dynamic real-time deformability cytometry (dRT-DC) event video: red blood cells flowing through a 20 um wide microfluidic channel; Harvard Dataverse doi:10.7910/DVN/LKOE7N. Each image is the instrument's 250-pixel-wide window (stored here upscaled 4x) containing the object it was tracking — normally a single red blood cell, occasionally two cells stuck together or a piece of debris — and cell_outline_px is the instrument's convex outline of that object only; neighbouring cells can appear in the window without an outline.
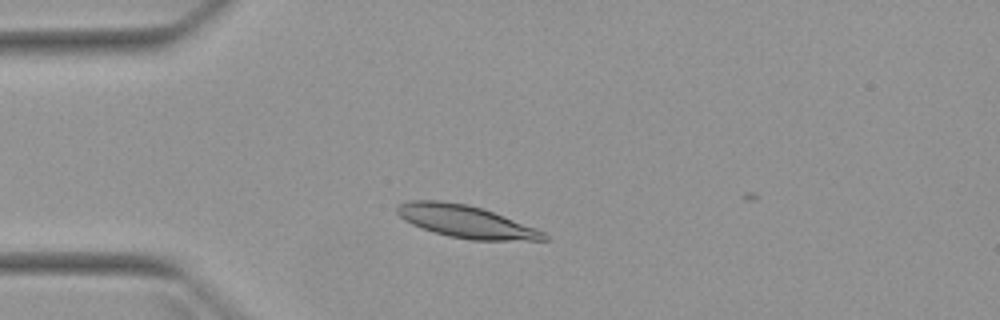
{"species": "Egyptian fruit bat (a non-hibernating species)", "species_latin": "Rousettus aegyptiacus", "temperature_condition": "warm", "stored_images_in_passage": 5, "camera_frame_rate_fps": 3000, "um_per_image_px": 0.085, "animal": {"sex": "female"}, "frame": {"image": 1, "passage_image": 2, "time_ms": 1.333, "image_size_px": [1000, 320], "cell_outline_px": [[552, 236], [548, 240], [472, 240], [448, 236], [412, 224], [404, 220], [396, 212], [396, 208], [400, 204], [408, 200], [440, 200], [468, 204], [504, 216], [536, 228]], "centroid_in_image_um": [39.62, 18.83], "position_along_channel_um": 45.4, "area_um2": 27.57}}
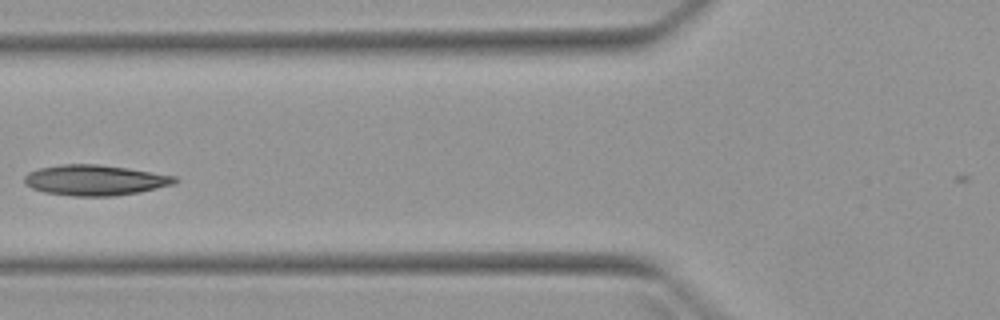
{"frame": {"image": 2, "passage_image": 4, "time_ms": 3.667, "image_size_px": [1000, 320], "cell_outline_px": [[180, 180], [176, 184], [140, 192], [116, 196], [72, 196], [44, 192], [32, 188], [24, 184], [24, 176], [28, 172], [40, 168], [60, 164], [100, 164], [128, 168], [176, 176]], "centroid_in_image_um": [8.1, 15.31], "position_along_channel_um": 117.7, "area_um2": 27.05}}
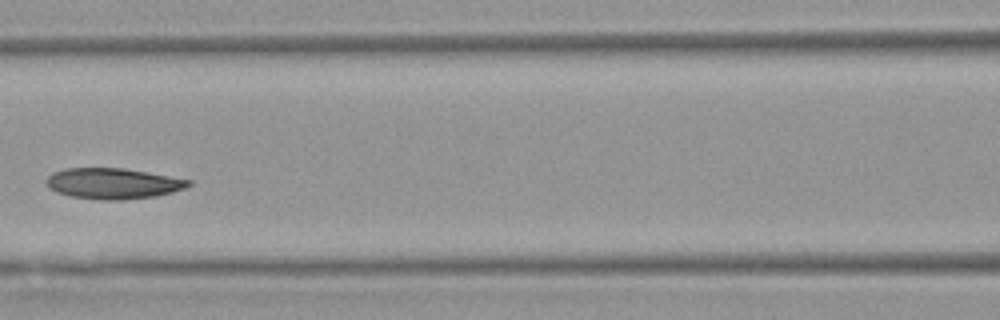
{"frame": {"image": 3, "passage_image": 5, "time_ms": 4.667, "image_size_px": [1000, 320], "cell_outline_px": [[192, 184], [184, 188], [172, 192], [156, 196], [120, 200], [100, 200], [68, 196], [56, 192], [48, 188], [44, 180], [52, 172], [64, 168], [124, 168], [148, 172], [192, 180]], "centroid_in_image_um": [9.56, 15.59], "position_along_channel_um": 157.0, "area_um2": 25.78}}